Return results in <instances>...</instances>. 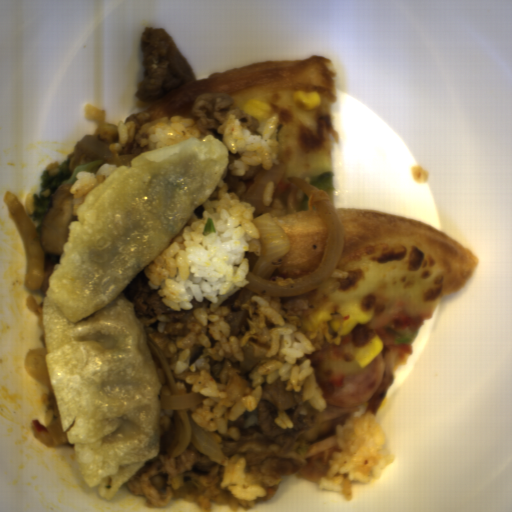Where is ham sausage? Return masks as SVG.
<instances>
[{"mask_svg": "<svg viewBox=\"0 0 512 512\" xmlns=\"http://www.w3.org/2000/svg\"><path fill=\"white\" fill-rule=\"evenodd\" d=\"M384 378V360L379 352L363 370L345 377L343 387L330 396H324L327 406H355L365 404L375 396Z\"/></svg>", "mask_w": 512, "mask_h": 512, "instance_id": "ham-sausage-1", "label": "ham sausage"}]
</instances>
